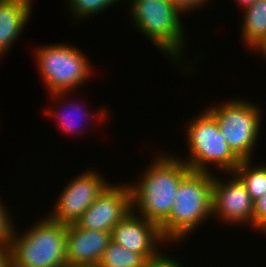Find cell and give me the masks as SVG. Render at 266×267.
Segmentation results:
<instances>
[{
	"label": "cell",
	"instance_id": "cell-13",
	"mask_svg": "<svg viewBox=\"0 0 266 267\" xmlns=\"http://www.w3.org/2000/svg\"><path fill=\"white\" fill-rule=\"evenodd\" d=\"M33 0H0V59L20 37L32 16Z\"/></svg>",
	"mask_w": 266,
	"mask_h": 267
},
{
	"label": "cell",
	"instance_id": "cell-23",
	"mask_svg": "<svg viewBox=\"0 0 266 267\" xmlns=\"http://www.w3.org/2000/svg\"><path fill=\"white\" fill-rule=\"evenodd\" d=\"M0 267H11L9 245L0 244Z\"/></svg>",
	"mask_w": 266,
	"mask_h": 267
},
{
	"label": "cell",
	"instance_id": "cell-4",
	"mask_svg": "<svg viewBox=\"0 0 266 267\" xmlns=\"http://www.w3.org/2000/svg\"><path fill=\"white\" fill-rule=\"evenodd\" d=\"M29 227L21 233L14 225L9 243L11 267H68L67 225L45 215Z\"/></svg>",
	"mask_w": 266,
	"mask_h": 267
},
{
	"label": "cell",
	"instance_id": "cell-17",
	"mask_svg": "<svg viewBox=\"0 0 266 267\" xmlns=\"http://www.w3.org/2000/svg\"><path fill=\"white\" fill-rule=\"evenodd\" d=\"M147 260L121 245L109 243L97 267H144Z\"/></svg>",
	"mask_w": 266,
	"mask_h": 267
},
{
	"label": "cell",
	"instance_id": "cell-16",
	"mask_svg": "<svg viewBox=\"0 0 266 267\" xmlns=\"http://www.w3.org/2000/svg\"><path fill=\"white\" fill-rule=\"evenodd\" d=\"M252 161L253 159L241 160L233 173L245 185L251 199L255 202L266 193V163L253 165Z\"/></svg>",
	"mask_w": 266,
	"mask_h": 267
},
{
	"label": "cell",
	"instance_id": "cell-8",
	"mask_svg": "<svg viewBox=\"0 0 266 267\" xmlns=\"http://www.w3.org/2000/svg\"><path fill=\"white\" fill-rule=\"evenodd\" d=\"M86 169L63 187L60 196L47 216L58 223L69 225L76 223L82 214L95 202L97 197L110 184L102 173Z\"/></svg>",
	"mask_w": 266,
	"mask_h": 267
},
{
	"label": "cell",
	"instance_id": "cell-2",
	"mask_svg": "<svg viewBox=\"0 0 266 267\" xmlns=\"http://www.w3.org/2000/svg\"><path fill=\"white\" fill-rule=\"evenodd\" d=\"M128 4L127 14L133 27L182 70L187 59V32L181 22L184 13L170 0H130Z\"/></svg>",
	"mask_w": 266,
	"mask_h": 267
},
{
	"label": "cell",
	"instance_id": "cell-14",
	"mask_svg": "<svg viewBox=\"0 0 266 267\" xmlns=\"http://www.w3.org/2000/svg\"><path fill=\"white\" fill-rule=\"evenodd\" d=\"M68 94L70 95V92H60V93H53V94H49L50 97H52V100H56V98L58 100V103H60L62 105L57 106L56 110L52 109V107L50 109H47L45 112L44 116H47L48 114L51 115V119L52 116L53 118H56V122L59 123V126L62 130V132L64 131L65 133L67 132V134H74L77 131H82L83 128H80L81 126L83 127V124L81 123H85V124H89V120L91 121V118L93 120L96 119V122L98 121L99 125L107 118H109V111L107 108H99L100 111L95 112V117L94 115H91V112L89 113V111H87V109H84V104L82 106V103L79 101H72V99L67 100L68 98ZM67 96V97H66ZM64 101V102H62ZM68 101V102H66ZM63 104H62V103ZM80 104V105H79ZM59 107V109H58ZM61 107V108H60ZM68 107V108H67ZM58 109V110H57ZM61 109V111H60ZM107 109V110H106ZM84 110V111H83ZM80 113V114H79ZM79 114V115H78ZM91 115V116H89ZM87 117L89 118L88 121H85V119L87 120ZM95 118V119H94ZM81 121V123H80ZM83 121V122H82ZM85 121V122H84ZM80 124V125H79ZM81 129V130H80Z\"/></svg>",
	"mask_w": 266,
	"mask_h": 267
},
{
	"label": "cell",
	"instance_id": "cell-25",
	"mask_svg": "<svg viewBox=\"0 0 266 267\" xmlns=\"http://www.w3.org/2000/svg\"><path fill=\"white\" fill-rule=\"evenodd\" d=\"M240 6L241 10H244L245 8L251 6L256 0H235Z\"/></svg>",
	"mask_w": 266,
	"mask_h": 267
},
{
	"label": "cell",
	"instance_id": "cell-7",
	"mask_svg": "<svg viewBox=\"0 0 266 267\" xmlns=\"http://www.w3.org/2000/svg\"><path fill=\"white\" fill-rule=\"evenodd\" d=\"M245 98H233L206 108L217 120L229 148L240 160L253 159L261 136L264 110ZM262 109V110H261Z\"/></svg>",
	"mask_w": 266,
	"mask_h": 267
},
{
	"label": "cell",
	"instance_id": "cell-6",
	"mask_svg": "<svg viewBox=\"0 0 266 267\" xmlns=\"http://www.w3.org/2000/svg\"><path fill=\"white\" fill-rule=\"evenodd\" d=\"M38 47L34 62L49 94L74 92L94 75L89 57L76 46L54 43Z\"/></svg>",
	"mask_w": 266,
	"mask_h": 267
},
{
	"label": "cell",
	"instance_id": "cell-1",
	"mask_svg": "<svg viewBox=\"0 0 266 267\" xmlns=\"http://www.w3.org/2000/svg\"><path fill=\"white\" fill-rule=\"evenodd\" d=\"M157 152L138 181L128 183L132 210L160 226L169 216L181 181L191 169L173 152Z\"/></svg>",
	"mask_w": 266,
	"mask_h": 267
},
{
	"label": "cell",
	"instance_id": "cell-9",
	"mask_svg": "<svg viewBox=\"0 0 266 267\" xmlns=\"http://www.w3.org/2000/svg\"><path fill=\"white\" fill-rule=\"evenodd\" d=\"M218 176L214 174L212 218L227 226L238 224V228L240 224L254 229V201L245 185L234 173H224L228 180Z\"/></svg>",
	"mask_w": 266,
	"mask_h": 267
},
{
	"label": "cell",
	"instance_id": "cell-3",
	"mask_svg": "<svg viewBox=\"0 0 266 267\" xmlns=\"http://www.w3.org/2000/svg\"><path fill=\"white\" fill-rule=\"evenodd\" d=\"M213 183L214 173L197 171H191L181 181L171 212L159 226L161 235L170 245L172 241L181 243L212 219Z\"/></svg>",
	"mask_w": 266,
	"mask_h": 267
},
{
	"label": "cell",
	"instance_id": "cell-15",
	"mask_svg": "<svg viewBox=\"0 0 266 267\" xmlns=\"http://www.w3.org/2000/svg\"><path fill=\"white\" fill-rule=\"evenodd\" d=\"M243 13L240 37L252 51L266 36V0H256Z\"/></svg>",
	"mask_w": 266,
	"mask_h": 267
},
{
	"label": "cell",
	"instance_id": "cell-19",
	"mask_svg": "<svg viewBox=\"0 0 266 267\" xmlns=\"http://www.w3.org/2000/svg\"><path fill=\"white\" fill-rule=\"evenodd\" d=\"M11 211L4 205L2 198L0 199V244L9 245L11 235L14 228V221L10 215Z\"/></svg>",
	"mask_w": 266,
	"mask_h": 267
},
{
	"label": "cell",
	"instance_id": "cell-21",
	"mask_svg": "<svg viewBox=\"0 0 266 267\" xmlns=\"http://www.w3.org/2000/svg\"><path fill=\"white\" fill-rule=\"evenodd\" d=\"M174 5H176L185 15L188 14L190 11H194L196 9H201L204 6L207 7L209 5V1L212 0H170ZM206 4V5H205ZM203 6V7H202Z\"/></svg>",
	"mask_w": 266,
	"mask_h": 267
},
{
	"label": "cell",
	"instance_id": "cell-27",
	"mask_svg": "<svg viewBox=\"0 0 266 267\" xmlns=\"http://www.w3.org/2000/svg\"><path fill=\"white\" fill-rule=\"evenodd\" d=\"M72 267H85V266H72ZM86 267H97V266H86Z\"/></svg>",
	"mask_w": 266,
	"mask_h": 267
},
{
	"label": "cell",
	"instance_id": "cell-26",
	"mask_svg": "<svg viewBox=\"0 0 266 267\" xmlns=\"http://www.w3.org/2000/svg\"><path fill=\"white\" fill-rule=\"evenodd\" d=\"M253 231H256V233L259 231V233L266 236V218Z\"/></svg>",
	"mask_w": 266,
	"mask_h": 267
},
{
	"label": "cell",
	"instance_id": "cell-24",
	"mask_svg": "<svg viewBox=\"0 0 266 267\" xmlns=\"http://www.w3.org/2000/svg\"><path fill=\"white\" fill-rule=\"evenodd\" d=\"M258 52L259 55H262L266 58V36L258 43V45L253 49L252 52Z\"/></svg>",
	"mask_w": 266,
	"mask_h": 267
},
{
	"label": "cell",
	"instance_id": "cell-11",
	"mask_svg": "<svg viewBox=\"0 0 266 267\" xmlns=\"http://www.w3.org/2000/svg\"><path fill=\"white\" fill-rule=\"evenodd\" d=\"M110 233L113 243L140 253L147 261L157 258L162 253L159 247L168 244L156 223L139 216L133 210Z\"/></svg>",
	"mask_w": 266,
	"mask_h": 267
},
{
	"label": "cell",
	"instance_id": "cell-18",
	"mask_svg": "<svg viewBox=\"0 0 266 267\" xmlns=\"http://www.w3.org/2000/svg\"><path fill=\"white\" fill-rule=\"evenodd\" d=\"M122 0H67L66 6L71 13V17L76 20H87L90 17L105 12V9H109L116 3ZM90 16V17H89Z\"/></svg>",
	"mask_w": 266,
	"mask_h": 267
},
{
	"label": "cell",
	"instance_id": "cell-10",
	"mask_svg": "<svg viewBox=\"0 0 266 267\" xmlns=\"http://www.w3.org/2000/svg\"><path fill=\"white\" fill-rule=\"evenodd\" d=\"M132 210L129 184H109L76 224L82 229L111 232Z\"/></svg>",
	"mask_w": 266,
	"mask_h": 267
},
{
	"label": "cell",
	"instance_id": "cell-20",
	"mask_svg": "<svg viewBox=\"0 0 266 267\" xmlns=\"http://www.w3.org/2000/svg\"><path fill=\"white\" fill-rule=\"evenodd\" d=\"M172 256L162 252L157 258L148 260L144 267H183L184 263L181 264Z\"/></svg>",
	"mask_w": 266,
	"mask_h": 267
},
{
	"label": "cell",
	"instance_id": "cell-5",
	"mask_svg": "<svg viewBox=\"0 0 266 267\" xmlns=\"http://www.w3.org/2000/svg\"><path fill=\"white\" fill-rule=\"evenodd\" d=\"M195 118H190L185 124L186 146L188 155L179 157L188 165L191 171L213 173L215 170L221 175L233 173L240 164V159L229 148L223 134L220 132L216 118L206 109ZM190 154V155H189ZM184 159V160H183ZM209 164V165H208ZM213 171L210 170L211 166ZM210 166V168H209Z\"/></svg>",
	"mask_w": 266,
	"mask_h": 267
},
{
	"label": "cell",
	"instance_id": "cell-22",
	"mask_svg": "<svg viewBox=\"0 0 266 267\" xmlns=\"http://www.w3.org/2000/svg\"><path fill=\"white\" fill-rule=\"evenodd\" d=\"M266 218V193L254 202V230Z\"/></svg>",
	"mask_w": 266,
	"mask_h": 267
},
{
	"label": "cell",
	"instance_id": "cell-12",
	"mask_svg": "<svg viewBox=\"0 0 266 267\" xmlns=\"http://www.w3.org/2000/svg\"><path fill=\"white\" fill-rule=\"evenodd\" d=\"M110 242V232L82 229L76 223L67 225V266H97Z\"/></svg>",
	"mask_w": 266,
	"mask_h": 267
}]
</instances>
